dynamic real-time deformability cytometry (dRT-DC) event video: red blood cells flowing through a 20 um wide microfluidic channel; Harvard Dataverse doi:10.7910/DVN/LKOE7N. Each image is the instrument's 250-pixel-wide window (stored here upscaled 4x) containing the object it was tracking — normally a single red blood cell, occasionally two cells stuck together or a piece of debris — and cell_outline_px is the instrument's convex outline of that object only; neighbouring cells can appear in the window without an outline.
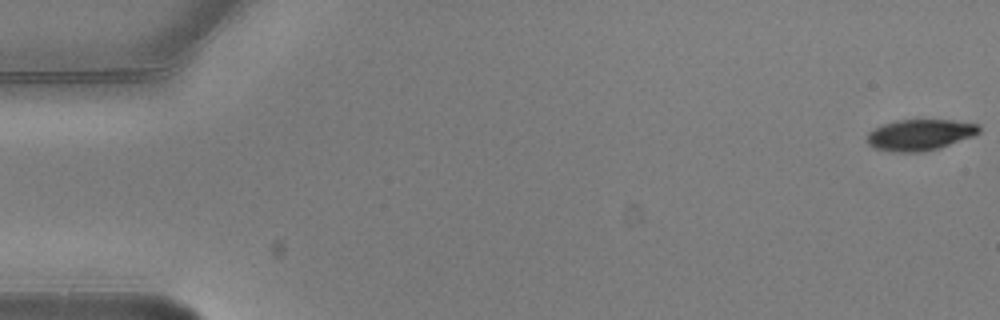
{"species": "common noctule bat (a hibernating species)", "species_latin": "Nyctalus noctula", "temperature_condition": "warm", "stored_images_in_passage": 5, "camera_frame_rate_fps": 3000, "um_per_image_px": 0.085, "animal": {"sex": "male", "body_mass_g": 20.5, "forearm_length_mm": 52.5}, "frame": {"image": 1, "passage_image": 1, "time_ms": 0.0, "image_size_px": [1000, 320], "cell_outline_px": [[980, 132], [972, 136], [940, 148], [920, 152], [896, 152], [876, 148], [868, 144], [868, 132], [884, 124], [896, 120], [952, 120], [980, 124]], "centroid_in_image_um": [78.22, 11.45], "position_along_channel_um": 6.8, "area_um2": 20.11}}
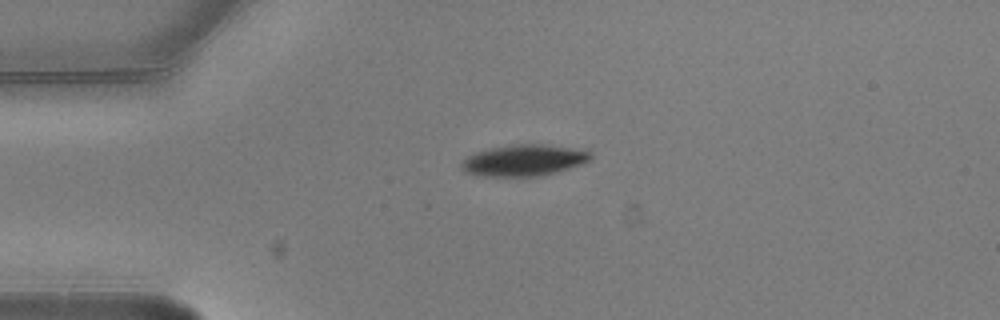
{"frame": {"image": 2, "passage_image": 4, "time_ms": 1.0, "image_size_px": [1000, 320], "cell_outline_px": [[592, 156], [588, 160], [580, 164], [544, 176], [484, 176], [464, 172], [460, 168], [460, 164], [468, 156], [476, 152], [492, 148], [516, 144], [540, 144], [568, 148], [592, 152]], "centroid_in_image_um": [44.48, 13.64], "position_along_channel_um": 40.5, "area_um2": 23.18}}